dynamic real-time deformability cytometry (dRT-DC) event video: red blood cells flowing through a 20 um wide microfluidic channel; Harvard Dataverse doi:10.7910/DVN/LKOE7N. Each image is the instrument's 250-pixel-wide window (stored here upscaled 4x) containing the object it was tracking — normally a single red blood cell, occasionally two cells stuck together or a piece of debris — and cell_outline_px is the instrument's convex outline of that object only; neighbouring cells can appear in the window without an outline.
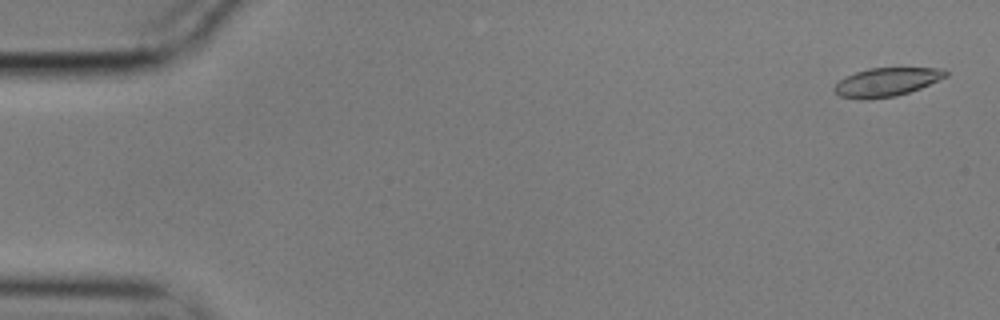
{"species": "common noctule bat (a hibernating species)", "species_latin": "Nyctalus noctula", "temperature_condition": "cold", "stored_images_in_passage": 57, "camera_frame_rate_fps": 3000, "um_per_image_px": 0.085, "animal": {"sex": "male", "body_mass_g": 17.9}, "frame": {"image": 1, "passage_image": 2, "time_ms": 0.333, "image_size_px": [1000, 320], "cell_outline_px": [[948, 76], [920, 88], [896, 96], [872, 100], [856, 100], [840, 96], [832, 88], [840, 80], [856, 72], [868, 68], [940, 68], [948, 72]], "centroid_in_image_um": [75.34, 6.99], "position_along_channel_um": 9.7, "area_um2": 18.61}}
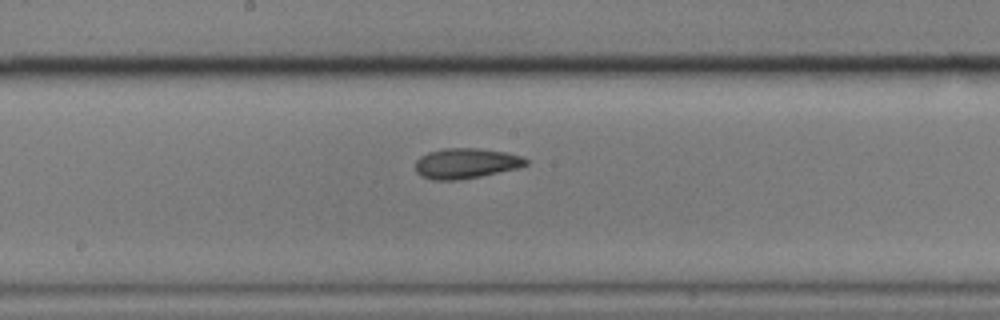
{"frame": {"image": 2, "passage_image": 30, "time_ms": 9.667, "image_size_px": [1000, 320], "cell_outline_px": [[528, 164], [516, 168], [480, 176], [460, 180], [432, 180], [420, 176], [416, 172], [416, 160], [420, 156], [428, 152], [444, 148], [476, 148], [504, 152], [520, 156], [528, 160]], "centroid_in_image_um": [39.55, 13.89], "position_along_channel_um": 208.7, "area_um2": 19.42}}
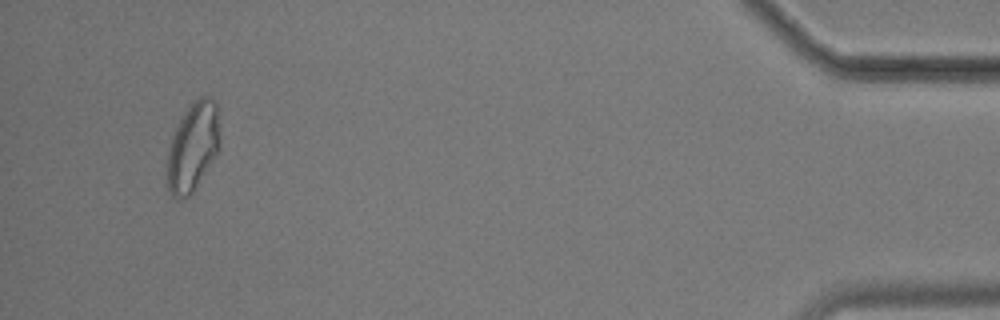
{"frame": {"image": 3, "passage_image": 54, "time_ms": 17.667, "image_size_px": [1000, 320], "cell_outline_px": [[220, 148], [192, 192], [188, 196], [180, 200], [176, 200], [172, 196], [168, 188], [168, 152], [172, 136], [184, 112], [192, 100], [200, 96], [212, 96], [216, 100], [220, 140]], "centroid_in_image_um": [16.41, 12.43], "position_along_channel_um": 418.8, "area_um2": 27.17}, "authors_computed_cell_mechanics": {"area_um2": 19.7098, "velocity_mm_per_s": 3.5307, "shape_relaxation_time_tau1_ms": 4.9056, "shape_relaxation_time_tau2_ms": 3.7903, "deformation_change_tau1": 0.1383, "deformation_change_tau2": 0.1003}}